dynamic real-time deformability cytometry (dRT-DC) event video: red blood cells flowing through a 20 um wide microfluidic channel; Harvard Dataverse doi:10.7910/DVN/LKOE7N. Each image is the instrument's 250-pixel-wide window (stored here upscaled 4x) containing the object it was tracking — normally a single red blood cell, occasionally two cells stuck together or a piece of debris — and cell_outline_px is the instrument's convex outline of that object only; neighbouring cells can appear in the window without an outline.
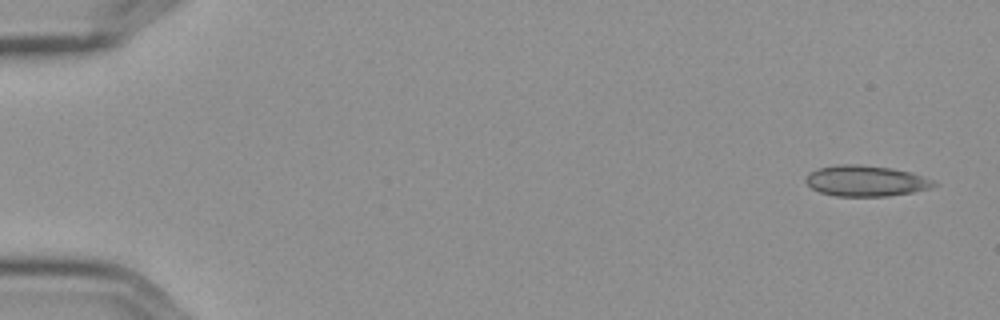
{"species": "Egyptian fruit bat (a non-hibernating species)", "species_latin": "Rousettus aegyptiacus", "temperature_condition": "cold", "stored_images_in_passage": 4, "camera_frame_rate_fps": 3000, "um_per_image_px": 0.085, "frame": {"image": 1, "passage_image": 1, "time_ms": 0.0, "image_size_px": [1000, 320], "cell_outline_px": [[936, 184], [928, 188], [912, 192], [888, 196], [836, 196], [820, 192], [812, 188], [804, 180], [812, 172], [820, 168], [840, 164], [856, 164], [892, 168], [912, 172], [932, 180]], "centroid_in_image_um": [73.59, 15.37], "position_along_channel_um": 11.4, "area_um2": 22.66}}